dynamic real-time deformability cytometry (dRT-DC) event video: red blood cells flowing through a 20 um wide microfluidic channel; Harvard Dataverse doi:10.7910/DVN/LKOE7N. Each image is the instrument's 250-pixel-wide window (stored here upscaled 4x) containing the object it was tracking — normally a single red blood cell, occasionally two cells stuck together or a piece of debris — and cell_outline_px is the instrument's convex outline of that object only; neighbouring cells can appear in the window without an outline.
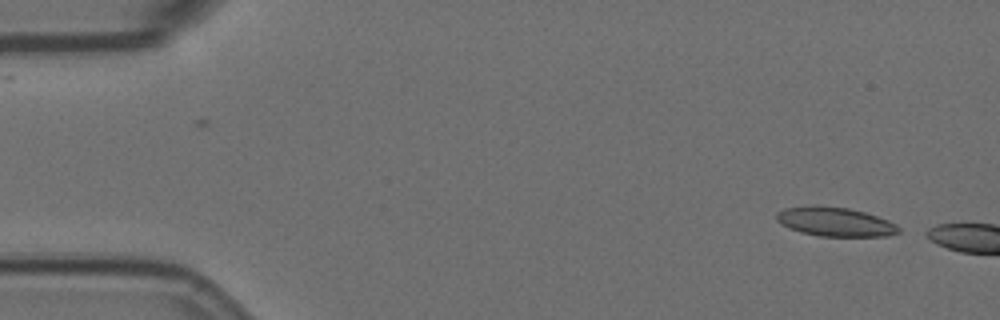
{"species": "Egyptian fruit bat (a non-hibernating species)", "species_latin": "Rousettus aegyptiacus", "temperature_condition": "room temperature", "stored_images_in_passage": 4, "camera_frame_rate_fps": 3000, "um_per_image_px": 0.085, "animal": {"sex": "female"}, "frame": {"image": 1, "passage_image": 1, "time_ms": 0.0, "image_size_px": [1000, 320], "cell_outline_px": [[900, 232], [884, 236], [820, 236], [800, 232], [780, 224], [776, 220], [776, 212], [784, 208], [808, 204], [820, 204], [848, 208], [864, 212], [888, 220], [896, 224], [900, 228]], "centroid_in_image_um": [70.92, 18.82], "position_along_channel_um": 14.1, "area_um2": 21.04}}